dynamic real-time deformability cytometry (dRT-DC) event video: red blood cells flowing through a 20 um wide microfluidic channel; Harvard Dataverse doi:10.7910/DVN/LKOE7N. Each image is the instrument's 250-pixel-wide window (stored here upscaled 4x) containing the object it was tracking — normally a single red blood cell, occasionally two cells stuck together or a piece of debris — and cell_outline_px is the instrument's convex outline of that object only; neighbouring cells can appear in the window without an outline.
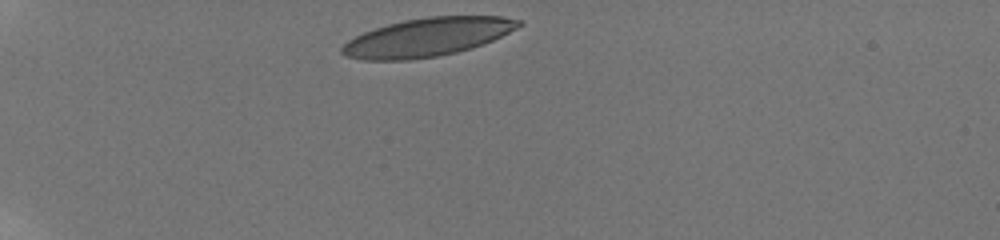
{"species": "human", "species_latin": "Homo sapiens", "temperature_condition": "room temperature", "stored_images_in_passage": 5, "camera_frame_rate_fps": 3000, "um_per_image_px": 0.085, "donor": {"sex": "male"}, "frame": {"image": 1, "passage_image": 1, "time_ms": 0.0, "image_size_px": [1000, 240], "cell_outline_px": [[524, 24], [484, 44], [472, 48], [456, 52], [436, 56], [412, 60], [360, 60], [344, 56], [340, 52], [340, 48], [348, 40], [364, 32], [388, 24], [404, 20], [428, 16], [504, 16], [520, 20]], "centroid_in_image_um": [36.3, 3.16], "position_along_channel_um": 48.7, "area_um2": 39.54}}